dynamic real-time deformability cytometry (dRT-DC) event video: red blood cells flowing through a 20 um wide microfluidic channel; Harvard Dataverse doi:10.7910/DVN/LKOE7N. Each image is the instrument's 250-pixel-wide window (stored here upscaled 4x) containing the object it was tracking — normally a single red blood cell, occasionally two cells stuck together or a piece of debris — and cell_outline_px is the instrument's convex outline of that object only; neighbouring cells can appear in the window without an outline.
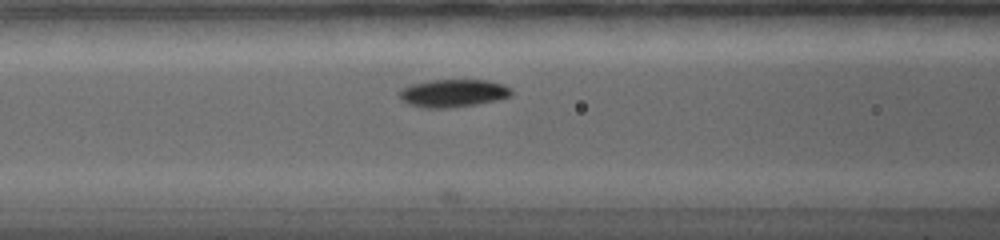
{"species": "common noctule bat (a hibernating species)", "species_latin": "Nyctalus noctula", "temperature_condition": "warm", "stored_images_in_passage": 29, "camera_frame_rate_fps": 5000, "um_per_image_px": 0.085, "animal": {"sex": "female", "body_mass_g": 19.0, "forearm_length_mm": 56.7}, "frame": {"image": 1, "passage_image": 8, "time_ms": 4.2, "image_size_px": [1000, 240], "cell_outline_px": [[512, 96], [496, 100], [476, 104], [448, 108], [420, 108], [408, 104], [400, 100], [400, 88], [412, 84], [432, 80], [488, 80], [504, 84], [512, 88]], "centroid_in_image_um": [38.52, 7.92], "position_along_channel_um": 128.1, "area_um2": 18.32}}
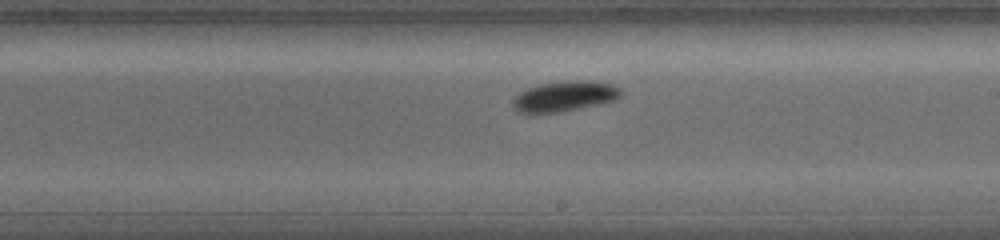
{"frame": {"image": 2, "passage_image": 14, "time_ms": 7.2, "image_size_px": [1000, 240], "cell_outline_px": [[624, 92], [616, 100], [600, 104], [560, 112], [536, 116], [532, 116], [516, 112], [512, 108], [512, 100], [520, 92], [528, 88], [540, 84], [580, 80], [588, 80], [612, 84], [620, 88]], "centroid_in_image_um": [47.94, 8.24], "position_along_channel_um": 241.1, "area_um2": 19.71}}
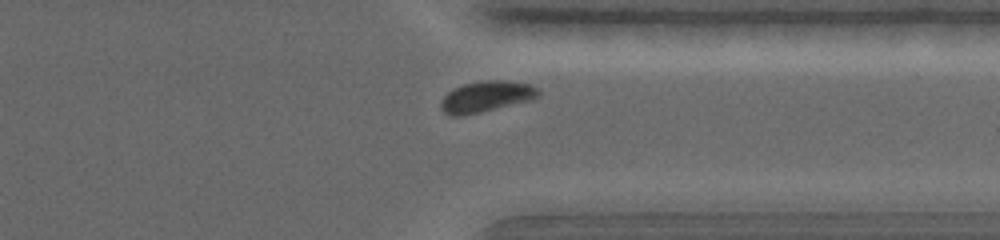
{"frame": {"image": 3, "passage_image": 24, "time_ms": 10.6, "image_size_px": [1000, 240], "cell_outline_px": [[540, 96], [532, 100], [480, 112], [460, 116], [452, 116], [444, 112], [440, 108], [440, 104], [444, 96], [452, 88], [464, 84], [484, 80], [500, 80], [532, 84], [540, 92]], "centroid_in_image_um": [41.33, 8.2], "position_along_channel_um": 370.1, "area_um2": 17.63}, "authors_computed_cell_mechanics": {"area_um2": 17.5712, "velocity_mm_per_s": 3.7837, "shape_relaxation_time_tau1_ms": 1.3723, "shape_relaxation_time_tau2_ms": 4.481, "deformation_change_tau1": 0.0871, "deformation_change_tau2": 0.0782}}